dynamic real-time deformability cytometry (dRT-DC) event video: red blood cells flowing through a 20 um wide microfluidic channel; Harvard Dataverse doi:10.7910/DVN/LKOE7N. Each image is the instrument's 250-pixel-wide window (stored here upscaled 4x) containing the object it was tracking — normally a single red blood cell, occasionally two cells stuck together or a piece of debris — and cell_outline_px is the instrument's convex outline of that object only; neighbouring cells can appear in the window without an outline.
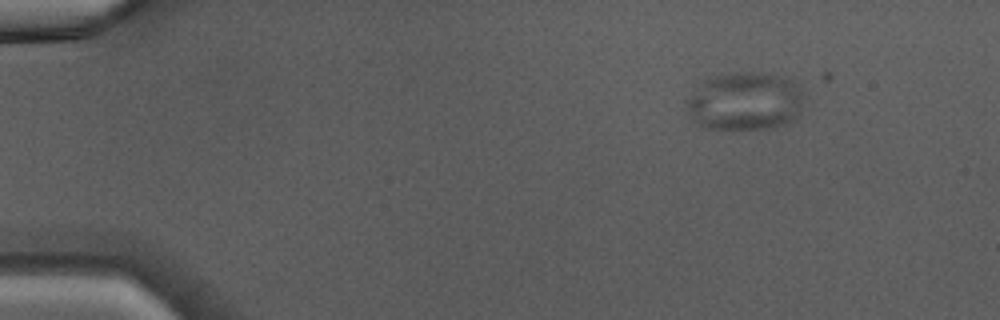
{"species": "Egyptian fruit bat (a non-hibernating species)", "species_latin": "Rousettus aegyptiacus", "temperature_condition": "warm", "stored_images_in_passage": 3, "camera_frame_rate_fps": 3000, "um_per_image_px": 0.085, "animal": {"sex": "male"}, "frame": {"image": 1, "passage_image": 1, "time_ms": 0.0, "image_size_px": [1000, 320], "cell_outline_px": [[804, 92], [800, 108], [796, 120], [784, 124], [764, 128], [732, 132], [704, 128], [688, 112], [684, 104], [684, 100], [708, 76], [732, 72], [760, 72], [788, 76], [796, 80]], "centroid_in_image_um": [63.33, 8.6], "position_along_channel_um": 21.7, "area_um2": 41.21}}